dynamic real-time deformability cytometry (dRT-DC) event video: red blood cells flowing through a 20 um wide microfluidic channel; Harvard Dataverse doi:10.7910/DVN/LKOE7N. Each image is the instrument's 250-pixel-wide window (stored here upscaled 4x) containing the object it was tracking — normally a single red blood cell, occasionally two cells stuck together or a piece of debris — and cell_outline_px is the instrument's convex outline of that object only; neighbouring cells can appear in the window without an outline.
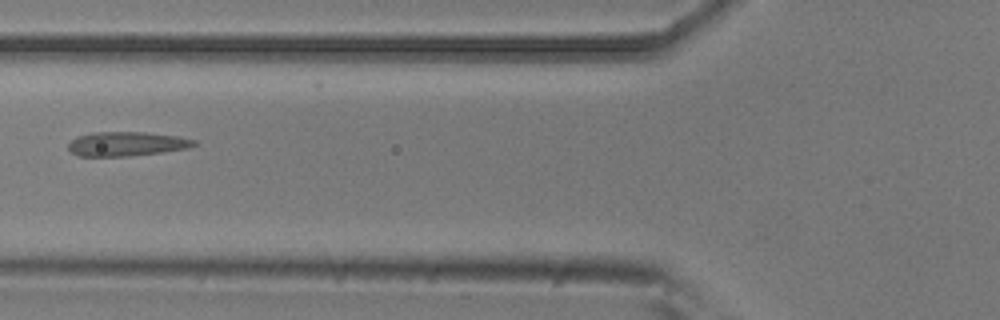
{"species": "common noctule bat (a hibernating species)", "species_latin": "Nyctalus noctula", "temperature_condition": "room temperature", "stored_images_in_passage": 5, "camera_frame_rate_fps": 3000, "um_per_image_px": 0.085, "animal": {"sex": "male", "body_mass_g": 20.5, "forearm_length_mm": 52.5}, "frame": {"image": 1, "passage_image": 4, "time_ms": 1.0, "image_size_px": [1000, 320], "cell_outline_px": [[200, 144], [188, 148], [160, 152], [128, 156], [76, 156], [68, 148], [68, 144], [76, 136], [92, 132], [144, 132], [176, 136], [196, 140]], "centroid_in_image_um": [10.75, 12.22], "position_along_channel_um": 115.0, "area_um2": 17.8}}